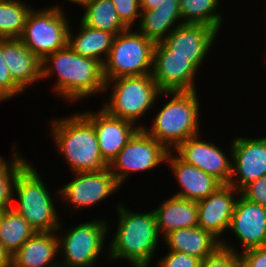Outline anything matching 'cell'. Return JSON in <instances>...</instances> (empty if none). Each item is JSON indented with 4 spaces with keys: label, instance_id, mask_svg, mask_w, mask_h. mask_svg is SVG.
I'll list each match as a JSON object with an SVG mask.
<instances>
[{
    "label": "cell",
    "instance_id": "obj_1",
    "mask_svg": "<svg viewBox=\"0 0 266 267\" xmlns=\"http://www.w3.org/2000/svg\"><path fill=\"white\" fill-rule=\"evenodd\" d=\"M54 76L53 94L71 104L104 94L103 64L77 54L68 46L41 61V81L48 77L52 80Z\"/></svg>",
    "mask_w": 266,
    "mask_h": 267
},
{
    "label": "cell",
    "instance_id": "obj_2",
    "mask_svg": "<svg viewBox=\"0 0 266 267\" xmlns=\"http://www.w3.org/2000/svg\"><path fill=\"white\" fill-rule=\"evenodd\" d=\"M115 208L118 223L113 238L108 241L109 263L126 260L132 267H149L155 253L160 251L159 242L162 243L153 210L137 212L120 201Z\"/></svg>",
    "mask_w": 266,
    "mask_h": 267
},
{
    "label": "cell",
    "instance_id": "obj_3",
    "mask_svg": "<svg viewBox=\"0 0 266 267\" xmlns=\"http://www.w3.org/2000/svg\"><path fill=\"white\" fill-rule=\"evenodd\" d=\"M49 136L57 155L63 157L69 171H101L109 164L103 159L93 125L80 113L49 120Z\"/></svg>",
    "mask_w": 266,
    "mask_h": 267
},
{
    "label": "cell",
    "instance_id": "obj_4",
    "mask_svg": "<svg viewBox=\"0 0 266 267\" xmlns=\"http://www.w3.org/2000/svg\"><path fill=\"white\" fill-rule=\"evenodd\" d=\"M198 94L199 90L163 92V96H167L169 101L161 104L159 111L156 110L158 113L153 115V122L147 126L143 124L142 128L169 151L188 138L201 134V104Z\"/></svg>",
    "mask_w": 266,
    "mask_h": 267
},
{
    "label": "cell",
    "instance_id": "obj_5",
    "mask_svg": "<svg viewBox=\"0 0 266 267\" xmlns=\"http://www.w3.org/2000/svg\"><path fill=\"white\" fill-rule=\"evenodd\" d=\"M31 163L29 162L15 178L12 208L36 232L57 231L61 224L59 209L55 205L56 200L58 199V202L60 200L59 189L57 188L56 192L51 194L48 189L49 185L43 181L45 178L42 179L43 176L39 174L40 170H37V167Z\"/></svg>",
    "mask_w": 266,
    "mask_h": 267
},
{
    "label": "cell",
    "instance_id": "obj_6",
    "mask_svg": "<svg viewBox=\"0 0 266 267\" xmlns=\"http://www.w3.org/2000/svg\"><path fill=\"white\" fill-rule=\"evenodd\" d=\"M109 89V90H108ZM110 93L101 108L109 115L133 122H139L153 107L163 92L158 88L151 75L124 76L106 81L104 93ZM141 118V119H140ZM138 122V125H137ZM140 124V125H139Z\"/></svg>",
    "mask_w": 266,
    "mask_h": 267
},
{
    "label": "cell",
    "instance_id": "obj_7",
    "mask_svg": "<svg viewBox=\"0 0 266 267\" xmlns=\"http://www.w3.org/2000/svg\"><path fill=\"white\" fill-rule=\"evenodd\" d=\"M62 222L56 231L59 267H98L97 260L100 257H105V261L109 263L108 245L105 248V241L107 242L106 239L109 238L111 225L107 218L87 220L72 228L66 227L65 230L62 228Z\"/></svg>",
    "mask_w": 266,
    "mask_h": 267
},
{
    "label": "cell",
    "instance_id": "obj_8",
    "mask_svg": "<svg viewBox=\"0 0 266 267\" xmlns=\"http://www.w3.org/2000/svg\"><path fill=\"white\" fill-rule=\"evenodd\" d=\"M55 4L44 9L33 7L28 14L24 31L20 37L22 43L40 61L47 55L67 46L68 30L71 22H69V17L66 16L67 12H65L64 6Z\"/></svg>",
    "mask_w": 266,
    "mask_h": 267
},
{
    "label": "cell",
    "instance_id": "obj_9",
    "mask_svg": "<svg viewBox=\"0 0 266 267\" xmlns=\"http://www.w3.org/2000/svg\"><path fill=\"white\" fill-rule=\"evenodd\" d=\"M155 43L134 28L114 37L103 64L105 81L124 76L151 75Z\"/></svg>",
    "mask_w": 266,
    "mask_h": 267
},
{
    "label": "cell",
    "instance_id": "obj_10",
    "mask_svg": "<svg viewBox=\"0 0 266 267\" xmlns=\"http://www.w3.org/2000/svg\"><path fill=\"white\" fill-rule=\"evenodd\" d=\"M168 152L169 150L162 143L143 128H139L108 167L122 187L124 181L127 182L126 180L136 172L145 173L166 163Z\"/></svg>",
    "mask_w": 266,
    "mask_h": 267
},
{
    "label": "cell",
    "instance_id": "obj_11",
    "mask_svg": "<svg viewBox=\"0 0 266 267\" xmlns=\"http://www.w3.org/2000/svg\"><path fill=\"white\" fill-rule=\"evenodd\" d=\"M72 176L71 181L58 187L61 205L66 211L73 210L72 213L98 205L121 189L109 167L101 171L73 172Z\"/></svg>",
    "mask_w": 266,
    "mask_h": 267
},
{
    "label": "cell",
    "instance_id": "obj_12",
    "mask_svg": "<svg viewBox=\"0 0 266 267\" xmlns=\"http://www.w3.org/2000/svg\"><path fill=\"white\" fill-rule=\"evenodd\" d=\"M218 35L216 29L204 24H182L163 41L155 43L153 56L185 57L199 70L217 44Z\"/></svg>",
    "mask_w": 266,
    "mask_h": 267
},
{
    "label": "cell",
    "instance_id": "obj_13",
    "mask_svg": "<svg viewBox=\"0 0 266 267\" xmlns=\"http://www.w3.org/2000/svg\"><path fill=\"white\" fill-rule=\"evenodd\" d=\"M233 233L235 241H239L240 249L233 246L227 238L221 241V247L243 252L252 248L266 246V208L245 199L241 194L235 204L228 234ZM241 243V244H240Z\"/></svg>",
    "mask_w": 266,
    "mask_h": 267
},
{
    "label": "cell",
    "instance_id": "obj_14",
    "mask_svg": "<svg viewBox=\"0 0 266 267\" xmlns=\"http://www.w3.org/2000/svg\"><path fill=\"white\" fill-rule=\"evenodd\" d=\"M216 144L211 140H204L203 136L199 134L180 143L173 151L184 162L214 176L222 184H229L232 174L231 141L228 152H224V149Z\"/></svg>",
    "mask_w": 266,
    "mask_h": 267
},
{
    "label": "cell",
    "instance_id": "obj_15",
    "mask_svg": "<svg viewBox=\"0 0 266 267\" xmlns=\"http://www.w3.org/2000/svg\"><path fill=\"white\" fill-rule=\"evenodd\" d=\"M265 136L232 138V174L228 185L241 191L245 186L266 175Z\"/></svg>",
    "mask_w": 266,
    "mask_h": 267
},
{
    "label": "cell",
    "instance_id": "obj_16",
    "mask_svg": "<svg viewBox=\"0 0 266 267\" xmlns=\"http://www.w3.org/2000/svg\"><path fill=\"white\" fill-rule=\"evenodd\" d=\"M80 113L93 125L100 153L108 164L139 129L133 122L109 115L101 107L96 112L85 110Z\"/></svg>",
    "mask_w": 266,
    "mask_h": 267
},
{
    "label": "cell",
    "instance_id": "obj_17",
    "mask_svg": "<svg viewBox=\"0 0 266 267\" xmlns=\"http://www.w3.org/2000/svg\"><path fill=\"white\" fill-rule=\"evenodd\" d=\"M239 196L240 191L231 185L223 184L207 198L197 201L198 226L210 231L220 241L226 239L224 233L228 232Z\"/></svg>",
    "mask_w": 266,
    "mask_h": 267
},
{
    "label": "cell",
    "instance_id": "obj_18",
    "mask_svg": "<svg viewBox=\"0 0 266 267\" xmlns=\"http://www.w3.org/2000/svg\"><path fill=\"white\" fill-rule=\"evenodd\" d=\"M166 164L179 185L180 190L172 193L174 196L199 201L207 198L223 185L214 176L184 162L173 150L168 152Z\"/></svg>",
    "mask_w": 266,
    "mask_h": 267
},
{
    "label": "cell",
    "instance_id": "obj_19",
    "mask_svg": "<svg viewBox=\"0 0 266 267\" xmlns=\"http://www.w3.org/2000/svg\"><path fill=\"white\" fill-rule=\"evenodd\" d=\"M199 70L180 56H153L151 76L162 92L197 91Z\"/></svg>",
    "mask_w": 266,
    "mask_h": 267
},
{
    "label": "cell",
    "instance_id": "obj_20",
    "mask_svg": "<svg viewBox=\"0 0 266 267\" xmlns=\"http://www.w3.org/2000/svg\"><path fill=\"white\" fill-rule=\"evenodd\" d=\"M2 57L12 80L25 92L41 80V61L20 39H2Z\"/></svg>",
    "mask_w": 266,
    "mask_h": 267
},
{
    "label": "cell",
    "instance_id": "obj_21",
    "mask_svg": "<svg viewBox=\"0 0 266 267\" xmlns=\"http://www.w3.org/2000/svg\"><path fill=\"white\" fill-rule=\"evenodd\" d=\"M56 231L36 232L13 255L12 267H59Z\"/></svg>",
    "mask_w": 266,
    "mask_h": 267
},
{
    "label": "cell",
    "instance_id": "obj_22",
    "mask_svg": "<svg viewBox=\"0 0 266 267\" xmlns=\"http://www.w3.org/2000/svg\"><path fill=\"white\" fill-rule=\"evenodd\" d=\"M162 241L168 250L183 252L201 260L221 247V241L217 237L199 226L173 230Z\"/></svg>",
    "mask_w": 266,
    "mask_h": 267
},
{
    "label": "cell",
    "instance_id": "obj_23",
    "mask_svg": "<svg viewBox=\"0 0 266 267\" xmlns=\"http://www.w3.org/2000/svg\"><path fill=\"white\" fill-rule=\"evenodd\" d=\"M166 198L153 209L157 229L162 238L173 230L198 226L197 201L174 195Z\"/></svg>",
    "mask_w": 266,
    "mask_h": 267
},
{
    "label": "cell",
    "instance_id": "obj_24",
    "mask_svg": "<svg viewBox=\"0 0 266 267\" xmlns=\"http://www.w3.org/2000/svg\"><path fill=\"white\" fill-rule=\"evenodd\" d=\"M138 20L136 30L154 43L163 41L183 24L178 0H166L153 10H141Z\"/></svg>",
    "mask_w": 266,
    "mask_h": 267
},
{
    "label": "cell",
    "instance_id": "obj_25",
    "mask_svg": "<svg viewBox=\"0 0 266 267\" xmlns=\"http://www.w3.org/2000/svg\"><path fill=\"white\" fill-rule=\"evenodd\" d=\"M79 30L75 35L69 26L67 46L83 57L98 60L102 64L106 61L115 35L104 30L90 28L79 23ZM74 34V35H73Z\"/></svg>",
    "mask_w": 266,
    "mask_h": 267
},
{
    "label": "cell",
    "instance_id": "obj_26",
    "mask_svg": "<svg viewBox=\"0 0 266 267\" xmlns=\"http://www.w3.org/2000/svg\"><path fill=\"white\" fill-rule=\"evenodd\" d=\"M80 8L84 13L79 21L90 28L108 31L115 36L128 29L118 17L111 0H89Z\"/></svg>",
    "mask_w": 266,
    "mask_h": 267
},
{
    "label": "cell",
    "instance_id": "obj_27",
    "mask_svg": "<svg viewBox=\"0 0 266 267\" xmlns=\"http://www.w3.org/2000/svg\"><path fill=\"white\" fill-rule=\"evenodd\" d=\"M219 5L221 0H178L183 24H204L220 33L225 16Z\"/></svg>",
    "mask_w": 266,
    "mask_h": 267
},
{
    "label": "cell",
    "instance_id": "obj_28",
    "mask_svg": "<svg viewBox=\"0 0 266 267\" xmlns=\"http://www.w3.org/2000/svg\"><path fill=\"white\" fill-rule=\"evenodd\" d=\"M36 231L12 207L4 210L0 221V242L13 255Z\"/></svg>",
    "mask_w": 266,
    "mask_h": 267
},
{
    "label": "cell",
    "instance_id": "obj_29",
    "mask_svg": "<svg viewBox=\"0 0 266 267\" xmlns=\"http://www.w3.org/2000/svg\"><path fill=\"white\" fill-rule=\"evenodd\" d=\"M32 8L22 0L0 2V39H20Z\"/></svg>",
    "mask_w": 266,
    "mask_h": 267
},
{
    "label": "cell",
    "instance_id": "obj_30",
    "mask_svg": "<svg viewBox=\"0 0 266 267\" xmlns=\"http://www.w3.org/2000/svg\"><path fill=\"white\" fill-rule=\"evenodd\" d=\"M13 142L11 160L0 155V212L12 207L13 185L18 173L30 162L22 157ZM9 161V162H8Z\"/></svg>",
    "mask_w": 266,
    "mask_h": 267
},
{
    "label": "cell",
    "instance_id": "obj_31",
    "mask_svg": "<svg viewBox=\"0 0 266 267\" xmlns=\"http://www.w3.org/2000/svg\"><path fill=\"white\" fill-rule=\"evenodd\" d=\"M24 94V91L12 80L2 57V39H0V102Z\"/></svg>",
    "mask_w": 266,
    "mask_h": 267
},
{
    "label": "cell",
    "instance_id": "obj_32",
    "mask_svg": "<svg viewBox=\"0 0 266 267\" xmlns=\"http://www.w3.org/2000/svg\"><path fill=\"white\" fill-rule=\"evenodd\" d=\"M117 10L118 17L127 28H134L140 18V0H111Z\"/></svg>",
    "mask_w": 266,
    "mask_h": 267
},
{
    "label": "cell",
    "instance_id": "obj_33",
    "mask_svg": "<svg viewBox=\"0 0 266 267\" xmlns=\"http://www.w3.org/2000/svg\"><path fill=\"white\" fill-rule=\"evenodd\" d=\"M200 267H241L239 254L220 247L214 254L201 260Z\"/></svg>",
    "mask_w": 266,
    "mask_h": 267
},
{
    "label": "cell",
    "instance_id": "obj_34",
    "mask_svg": "<svg viewBox=\"0 0 266 267\" xmlns=\"http://www.w3.org/2000/svg\"><path fill=\"white\" fill-rule=\"evenodd\" d=\"M157 262L156 267H200L201 259L183 252L168 250Z\"/></svg>",
    "mask_w": 266,
    "mask_h": 267
},
{
    "label": "cell",
    "instance_id": "obj_35",
    "mask_svg": "<svg viewBox=\"0 0 266 267\" xmlns=\"http://www.w3.org/2000/svg\"><path fill=\"white\" fill-rule=\"evenodd\" d=\"M240 194L245 199L266 208V175L245 186Z\"/></svg>",
    "mask_w": 266,
    "mask_h": 267
},
{
    "label": "cell",
    "instance_id": "obj_36",
    "mask_svg": "<svg viewBox=\"0 0 266 267\" xmlns=\"http://www.w3.org/2000/svg\"><path fill=\"white\" fill-rule=\"evenodd\" d=\"M241 267H266V246L238 253Z\"/></svg>",
    "mask_w": 266,
    "mask_h": 267
},
{
    "label": "cell",
    "instance_id": "obj_37",
    "mask_svg": "<svg viewBox=\"0 0 266 267\" xmlns=\"http://www.w3.org/2000/svg\"><path fill=\"white\" fill-rule=\"evenodd\" d=\"M0 267H12V255L0 242Z\"/></svg>",
    "mask_w": 266,
    "mask_h": 267
},
{
    "label": "cell",
    "instance_id": "obj_38",
    "mask_svg": "<svg viewBox=\"0 0 266 267\" xmlns=\"http://www.w3.org/2000/svg\"><path fill=\"white\" fill-rule=\"evenodd\" d=\"M166 0H140L141 10H153Z\"/></svg>",
    "mask_w": 266,
    "mask_h": 267
},
{
    "label": "cell",
    "instance_id": "obj_39",
    "mask_svg": "<svg viewBox=\"0 0 266 267\" xmlns=\"http://www.w3.org/2000/svg\"><path fill=\"white\" fill-rule=\"evenodd\" d=\"M89 0H67V2H72V3H74V4H77L78 6L80 5L81 7L85 4V3H87ZM65 2H66V0H65Z\"/></svg>",
    "mask_w": 266,
    "mask_h": 267
}]
</instances>
